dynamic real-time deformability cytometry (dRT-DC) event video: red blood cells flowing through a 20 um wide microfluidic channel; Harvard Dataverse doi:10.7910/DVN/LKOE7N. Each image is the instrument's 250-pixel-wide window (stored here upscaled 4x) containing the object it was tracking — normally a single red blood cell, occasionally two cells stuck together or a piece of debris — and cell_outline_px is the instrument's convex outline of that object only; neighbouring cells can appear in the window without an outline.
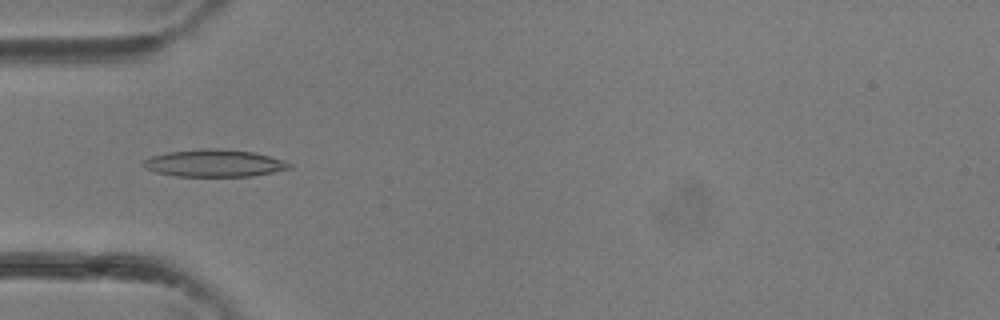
{"species": "common noctule bat (a hibernating species)", "species_latin": "Nyctalus noctula", "temperature_condition": "room temperature", "stored_images_in_passage": 36, "camera_frame_rate_fps": 3000, "um_per_image_px": 0.085, "animal": {"sex": "female"}, "frame": {"image": 1, "passage_image": 11, "time_ms": 3.333, "image_size_px": [1000, 320], "cell_outline_px": [[292, 168], [252, 176], [176, 176], [156, 172], [144, 168], [140, 164], [144, 160], [152, 156], [168, 152], [204, 148], [216, 148], [252, 152], [284, 160], [292, 164]], "centroid_in_image_um": [18.19, 13.87], "position_along_channel_um": 66.8, "area_um2": 23.12}}
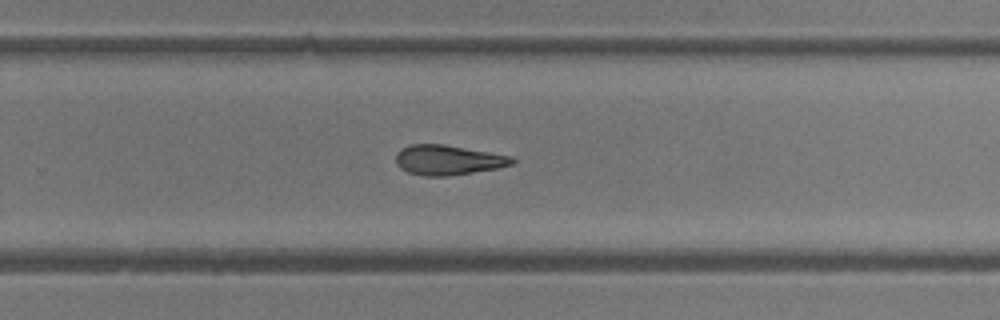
{"frame": {"image": 2, "passage_image": 23, "time_ms": 7.333, "image_size_px": [1000, 320], "cell_outline_px": [[516, 160], [512, 164], [496, 168], [448, 176], [424, 176], [408, 172], [400, 168], [396, 164], [396, 152], [400, 148], [412, 144], [444, 144], [512, 156]], "centroid_in_image_um": [38.04, 13.59], "position_along_channel_um": 291.8, "area_um2": 20.23}}
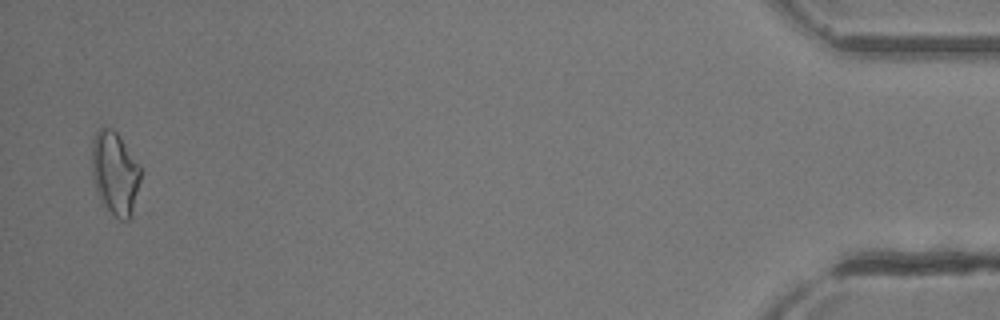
{"frame": {"image": 3, "passage_image": 35, "time_ms": 11.333, "image_size_px": [1000, 320], "cell_outline_px": [[140, 180], [132, 216], [128, 220], [120, 220], [100, 204], [96, 192], [92, 176], [92, 140], [96, 132], [100, 128], [112, 128], [116, 132], [140, 164]], "centroid_in_image_um": [9.76, 14.76], "position_along_channel_um": 425.4, "area_um2": 23.93}}